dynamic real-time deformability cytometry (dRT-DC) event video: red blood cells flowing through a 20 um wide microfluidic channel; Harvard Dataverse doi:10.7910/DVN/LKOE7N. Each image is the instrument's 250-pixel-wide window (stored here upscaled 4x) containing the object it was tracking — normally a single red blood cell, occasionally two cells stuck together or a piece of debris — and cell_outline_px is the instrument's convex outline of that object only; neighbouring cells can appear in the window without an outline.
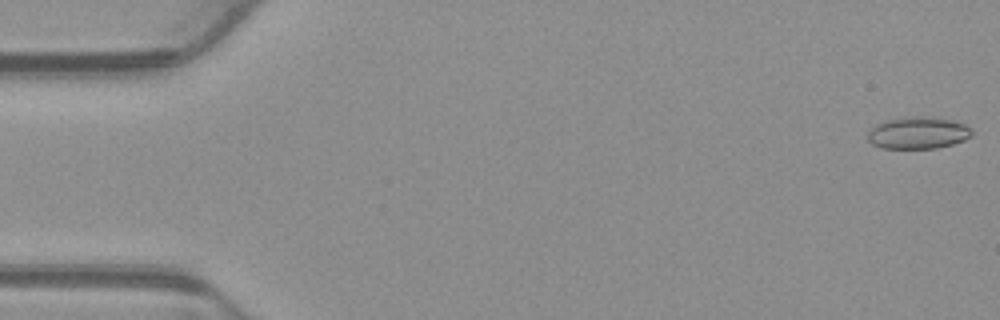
{"species": "common noctule bat (a hibernating species)", "species_latin": "Nyctalus noctula", "temperature_condition": "warm", "stored_images_in_passage": 53, "camera_frame_rate_fps": 3000, "um_per_image_px": 0.085, "animal": {"sex": "male", "body_mass_g": 23.1, "forearm_length_mm": 52.7}, "frame": {"image": 1, "passage_image": 1, "time_ms": 0.0, "image_size_px": [1000, 320], "cell_outline_px": [[972, 136], [964, 140], [952, 144], [936, 148], [880, 148], [872, 144], [868, 140], [868, 132], [876, 124], [888, 120], [912, 116], [932, 116], [952, 120], [964, 124], [972, 128]], "centroid_in_image_um": [78.05, 11.29], "position_along_channel_um": 6.9, "area_um2": 19.48}}
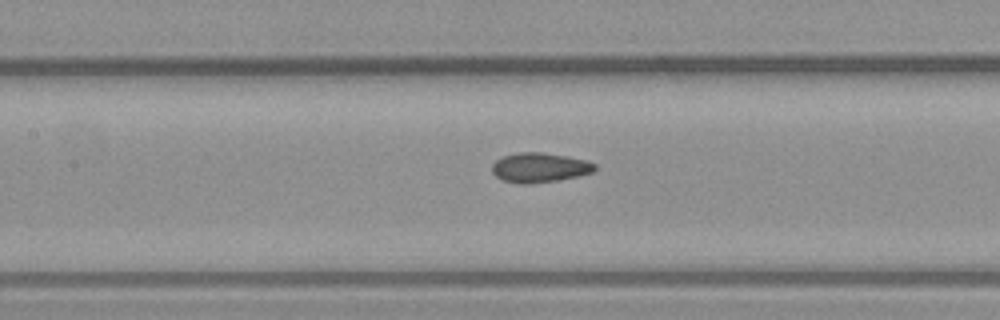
{"frame": {"image": 2, "passage_image": 24, "time_ms": 7.667, "image_size_px": [1000, 320], "cell_outline_px": [[596, 168], [592, 172], [576, 176], [556, 180], [528, 184], [520, 184], [504, 180], [496, 176], [492, 172], [492, 164], [496, 160], [504, 156], [520, 152], [540, 152], [568, 156], [588, 160], [596, 164]], "centroid_in_image_um": [45.87, 14.23], "position_along_channel_um": 161.5, "area_um2": 17.63}}
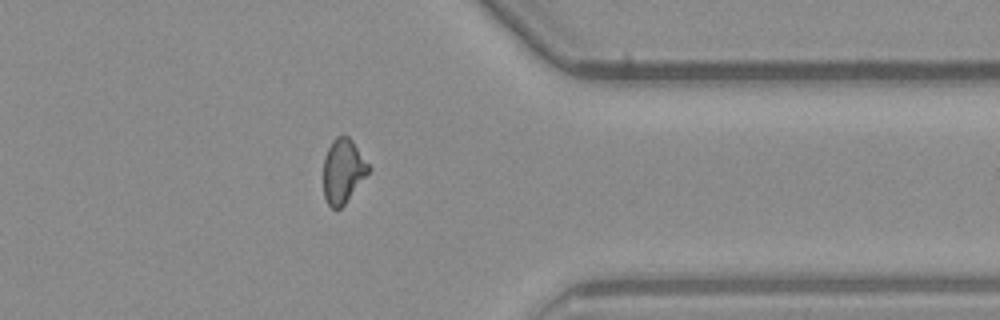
{"frame": {"image": 3, "passage_image": 42, "time_ms": 13.667, "image_size_px": [1000, 320], "cell_outline_px": [[372, 168], [344, 204], [340, 208], [332, 208], [328, 204], [324, 196], [324, 156], [332, 140], [336, 136], [348, 136], [352, 140]], "centroid_in_image_um": [29.16, 14.51], "position_along_channel_um": 382.2, "area_um2": 16.76}, "authors_computed_cell_mechanics": {"area_um2": 17.5712, "velocity_mm_per_s": 3.9074, "shape_relaxation_time_tau1_ms": null, "shape_relaxation_time_tau2_ms": 3.0043, "deformation_change_tau1": null, "deformation_change_tau2": 0.0901}}